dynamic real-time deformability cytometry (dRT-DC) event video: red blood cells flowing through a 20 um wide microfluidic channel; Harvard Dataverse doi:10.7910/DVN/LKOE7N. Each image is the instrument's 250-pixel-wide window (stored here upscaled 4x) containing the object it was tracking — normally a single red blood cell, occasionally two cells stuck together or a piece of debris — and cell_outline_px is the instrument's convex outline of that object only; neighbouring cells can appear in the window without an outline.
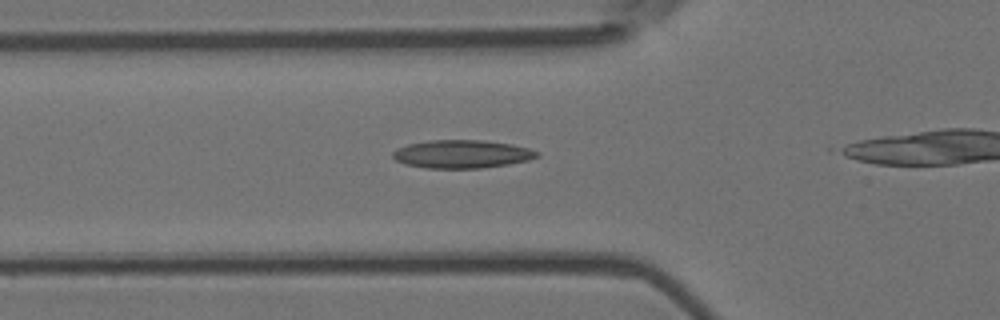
{"species": "Egyptian fruit bat (a non-hibernating species)", "species_latin": "Rousettus aegyptiacus", "temperature_condition": "room temperature", "stored_images_in_passage": 14, "camera_frame_rate_fps": 3000, "um_per_image_px": 0.085, "animal": {"sex": "female"}, "frame": {"image": 1, "passage_image": 10, "time_ms": 3.0, "image_size_px": [1000, 320], "cell_outline_px": [[540, 156], [528, 160], [508, 164], [480, 168], [424, 168], [404, 164], [396, 160], [392, 156], [392, 152], [396, 148], [408, 144], [428, 140], [484, 140], [512, 144], [528, 148], [540, 152]], "centroid_in_image_um": [39.25, 13.09], "position_along_channel_um": 86.6, "area_um2": 23.81}}
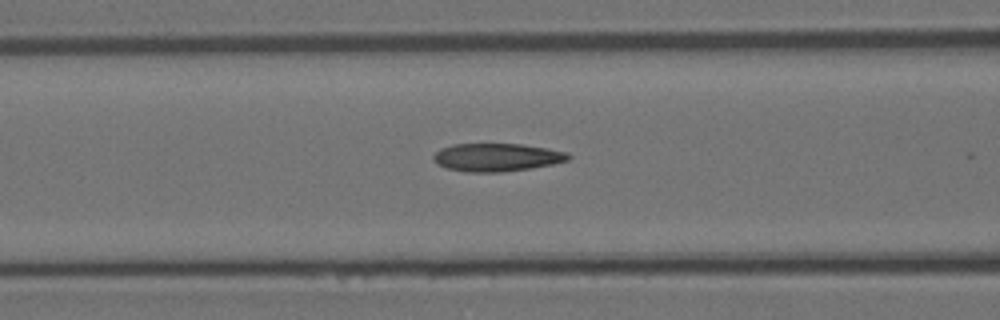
{"frame": {"image": 2, "passage_image": 13, "time_ms": 4.0, "image_size_px": [1000, 320], "cell_outline_px": [[572, 156], [568, 160], [552, 164], [532, 168], [500, 172], [464, 172], [448, 168], [436, 164], [432, 160], [432, 156], [440, 148], [452, 144], [520, 144], [548, 148], [568, 152]], "centroid_in_image_um": [42.21, 13.37], "position_along_channel_um": 124.4, "area_um2": 22.2}}